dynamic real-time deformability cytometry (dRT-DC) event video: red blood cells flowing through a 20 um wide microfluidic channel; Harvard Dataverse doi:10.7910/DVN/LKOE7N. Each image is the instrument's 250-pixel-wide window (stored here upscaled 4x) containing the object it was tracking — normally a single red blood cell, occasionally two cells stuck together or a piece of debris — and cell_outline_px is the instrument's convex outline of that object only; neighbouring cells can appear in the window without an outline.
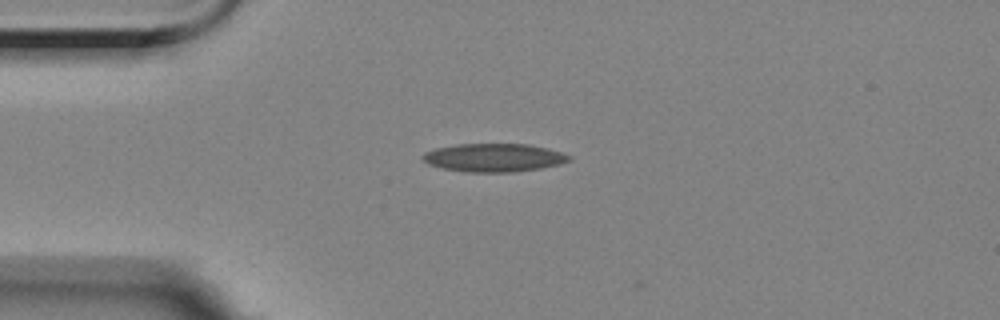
{"species": "Egyptian fruit bat (a non-hibernating species)", "species_latin": "Rousettus aegyptiacus", "temperature_condition": "room temperature", "stored_images_in_passage": 44, "camera_frame_rate_fps": 3000, "um_per_image_px": 0.085, "animal": {"sex": "female"}, "frame": {"image": 1, "passage_image": 1, "time_ms": 0.0, "image_size_px": [1000, 320], "cell_outline_px": [[572, 160], [560, 164], [540, 168], [512, 172], [464, 172], [444, 168], [428, 164], [420, 156], [424, 152], [436, 148], [456, 144], [528, 144], [548, 148], [572, 156]], "centroid_in_image_um": [41.98, 13.4], "position_along_channel_um": 43.0, "area_um2": 24.16}}
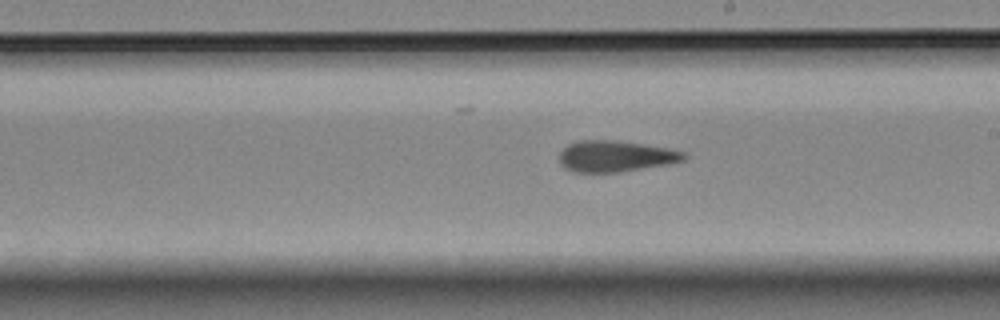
{"frame": {"image": 2, "passage_image": 19, "time_ms": 6.0, "image_size_px": [1000, 320], "cell_outline_px": [[688, 156], [684, 160], [668, 164], [620, 172], [572, 172], [564, 168], [560, 164], [560, 152], [568, 144], [576, 140], [616, 140], [668, 148], [684, 152]], "centroid_in_image_um": [52.3, 13.28], "position_along_channel_um": 236.7, "area_um2": 22.72}}
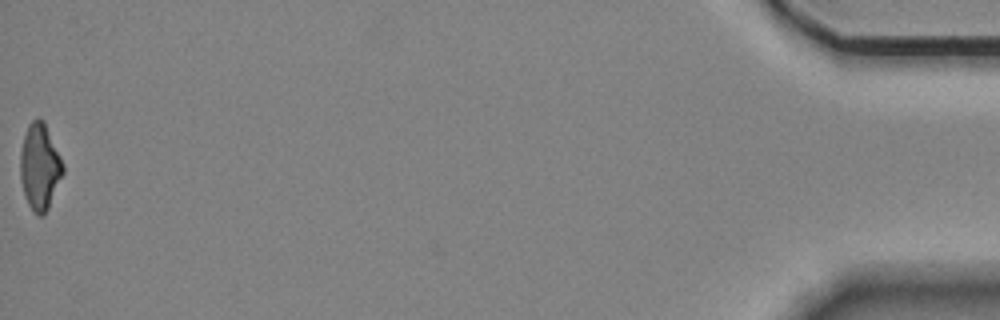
{"frame": {"image": 3, "passage_image": 44, "time_ms": 14.333, "image_size_px": [1000, 320], "cell_outline_px": [[64, 172], [48, 208], [44, 216], [40, 216], [32, 212], [28, 204], [20, 180], [20, 152], [24, 136], [28, 124], [36, 116], [44, 120], [64, 164]], "centroid_in_image_um": [3.38, 14.16], "position_along_channel_um": 431.8, "area_um2": 21.62}, "authors_computed_cell_mechanics": {"area_um2": 22.8021, "velocity_mm_per_s": 3.5181, "shape_relaxation_time_tau1_ms": null, "shape_relaxation_time_tau2_ms": 5.1025, "deformation_change_tau1": null, "deformation_change_tau2": 0.1487}}